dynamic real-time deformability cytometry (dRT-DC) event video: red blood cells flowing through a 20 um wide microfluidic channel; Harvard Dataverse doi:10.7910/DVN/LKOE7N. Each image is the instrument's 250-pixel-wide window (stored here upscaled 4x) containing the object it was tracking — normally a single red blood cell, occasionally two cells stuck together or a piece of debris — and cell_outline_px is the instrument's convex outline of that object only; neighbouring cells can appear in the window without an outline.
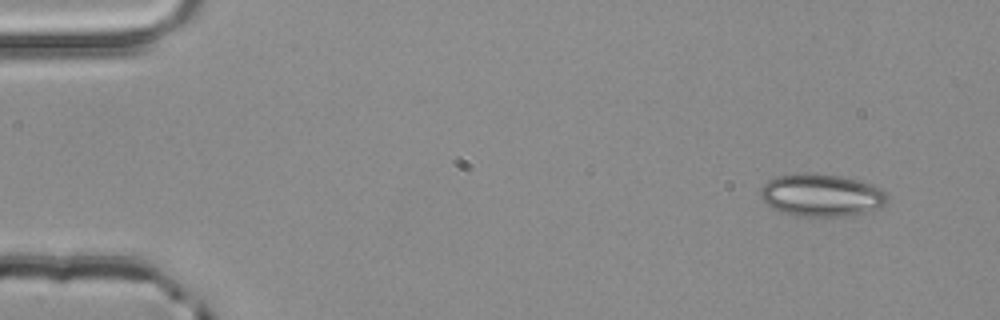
{"species": "common noctule bat (a hibernating species)", "species_latin": "Nyctalus noctula", "temperature_condition": "room temperature", "stored_images_in_passage": 4, "camera_frame_rate_fps": 3000, "um_per_image_px": 0.085, "animal": {"sex": "male", "body_mass_g": 20.4}, "frame": {"image": 1, "passage_image": 1, "time_ms": 0.0, "image_size_px": [1000, 320], "cell_outline_px": [[888, 200], [880, 208], [868, 212], [840, 216], [796, 216], [780, 212], [772, 208], [760, 196], [760, 188], [768, 180], [776, 176], [804, 172], [812, 172], [840, 176], [856, 180], [868, 184], [884, 192], [888, 196]], "centroid_in_image_um": [69.77, 16.59], "position_along_channel_um": 15.2, "area_um2": 31.39}}